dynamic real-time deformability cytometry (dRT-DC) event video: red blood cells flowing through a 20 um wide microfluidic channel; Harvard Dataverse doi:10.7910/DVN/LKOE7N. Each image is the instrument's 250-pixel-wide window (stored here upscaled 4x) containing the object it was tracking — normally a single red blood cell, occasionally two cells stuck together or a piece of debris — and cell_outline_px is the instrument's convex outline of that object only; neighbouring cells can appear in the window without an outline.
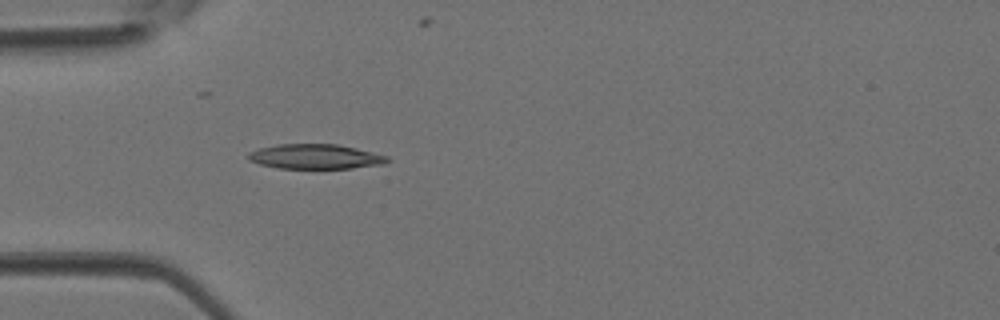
{"species": "Egyptian fruit bat (a non-hibernating species)", "species_latin": "Rousettus aegyptiacus", "temperature_condition": "room temperature", "stored_images_in_passage": 3, "camera_frame_rate_fps": 3000, "um_per_image_px": 0.085, "animal": {"sex": "female"}, "frame": {"image": 1, "passage_image": 3, "time_ms": 0.667, "image_size_px": [1000, 320], "cell_outline_px": [[392, 160], [384, 164], [352, 168], [276, 168], [260, 164], [248, 160], [248, 152], [260, 148], [276, 144], [336, 144], [356, 148], [388, 156]], "centroid_in_image_um": [26.81, 13.31], "position_along_channel_um": 58.2, "area_um2": 20.11}}